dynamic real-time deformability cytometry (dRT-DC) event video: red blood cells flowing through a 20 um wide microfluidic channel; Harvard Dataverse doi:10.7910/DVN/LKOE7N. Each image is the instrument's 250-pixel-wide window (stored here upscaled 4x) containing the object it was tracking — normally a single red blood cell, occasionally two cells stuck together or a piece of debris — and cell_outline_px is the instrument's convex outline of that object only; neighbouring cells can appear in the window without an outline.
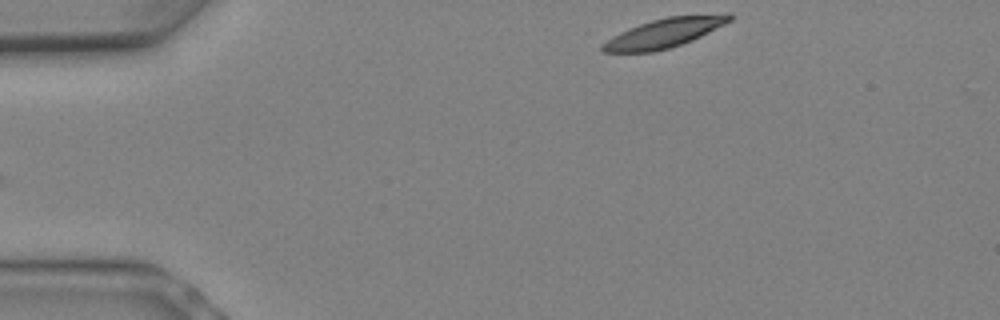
{"species": "Egyptian fruit bat (a non-hibernating species)", "species_latin": "Rousettus aegyptiacus", "temperature_condition": "warm", "stored_images_in_passage": 4, "camera_frame_rate_fps": 3000, "um_per_image_px": 0.085, "animal": {"sex": "female"}, "frame": {"image": 1, "passage_image": 1, "time_ms": 0.0, "image_size_px": [1000, 320], "cell_outline_px": [[732, 20], [692, 40], [668, 48], [652, 52], [604, 52], [600, 48], [612, 36], [620, 32], [640, 24], [652, 20], [668, 16], [732, 16]], "centroid_in_image_um": [56.35, 2.84], "position_along_channel_um": 28.7, "area_um2": 20.52}}